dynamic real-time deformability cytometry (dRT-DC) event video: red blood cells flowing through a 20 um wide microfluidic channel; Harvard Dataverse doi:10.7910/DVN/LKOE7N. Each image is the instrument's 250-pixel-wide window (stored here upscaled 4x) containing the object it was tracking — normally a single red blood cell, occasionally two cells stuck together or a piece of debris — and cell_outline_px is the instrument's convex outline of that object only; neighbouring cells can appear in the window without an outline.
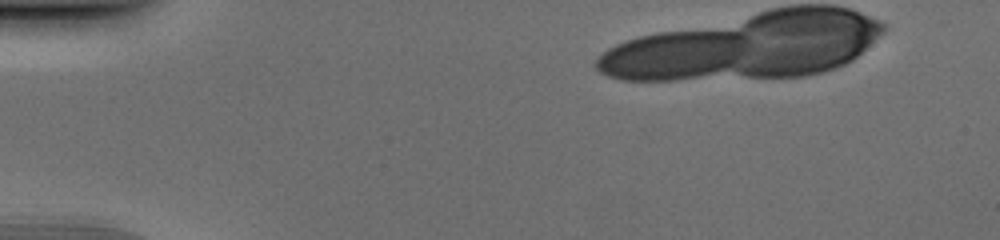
{"species": "human", "species_latin": "Homo sapiens", "temperature_condition": "cold", "stored_images_in_passage": 13, "camera_frame_rate_fps": 3000, "um_per_image_px": 0.085, "donor": {"sex": "male"}, "frame": {"image": 1, "passage_image": 1, "time_ms": 0.0, "image_size_px": [1000, 240], "cell_outline_px": [[740, 40], [732, 60], [728, 64], [696, 72], [672, 76], [624, 76], [612, 72], [604, 68], [600, 64], [616, 48], [636, 40], [652, 36], [692, 32], [736, 32], [740, 36]], "centroid_in_image_um": [57.22, 4.61], "position_along_channel_um": 27.8, "area_um2": 33.76}}